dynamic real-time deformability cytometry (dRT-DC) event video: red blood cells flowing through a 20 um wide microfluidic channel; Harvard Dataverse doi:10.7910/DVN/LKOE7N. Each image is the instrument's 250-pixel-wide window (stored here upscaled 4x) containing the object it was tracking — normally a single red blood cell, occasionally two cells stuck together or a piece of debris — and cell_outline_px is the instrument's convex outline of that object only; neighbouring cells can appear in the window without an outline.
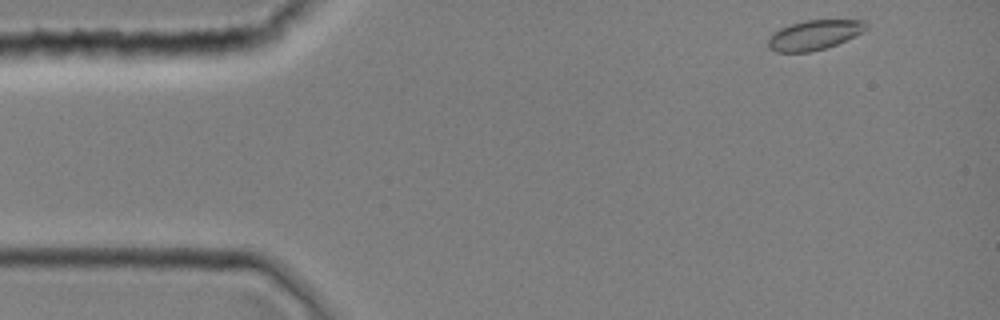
{"species": "common noctule bat (a hibernating species)", "species_latin": "Nyctalus noctula", "temperature_condition": "room temperature", "stored_images_in_passage": 9, "camera_frame_rate_fps": 3000, "um_per_image_px": 0.085, "animal": {"sex": "female", "body_mass_g": 19.0, "forearm_length_mm": 51.5}, "frame": {"image": 1, "passage_image": 1, "time_ms": 0.0, "image_size_px": [1000, 320], "cell_outline_px": [[868, 28], [864, 32], [836, 44], [824, 48], [808, 52], [776, 52], [768, 48], [768, 36], [772, 32], [780, 28], [804, 20], [864, 20], [868, 24]], "centroid_in_image_um": [69.2, 2.96], "position_along_channel_um": 15.8, "area_um2": 17.05}}
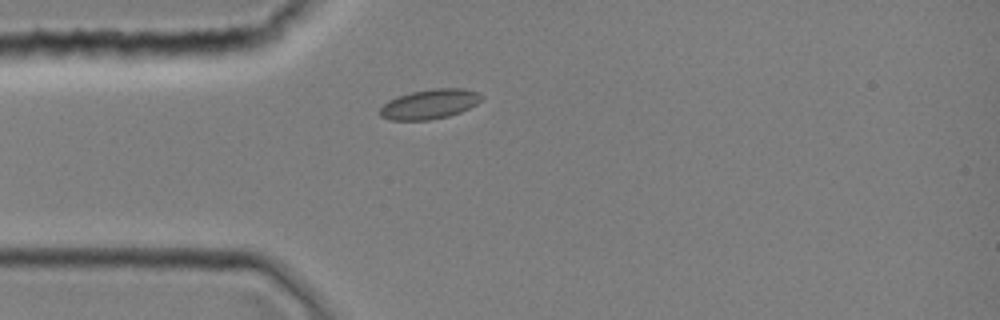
{"frame": {"image": 2, "passage_image": 8, "time_ms": 2.333, "image_size_px": [1000, 320], "cell_outline_px": [[484, 96], [476, 104], [460, 112], [448, 116], [428, 120], [388, 120], [380, 116], [380, 108], [388, 100], [412, 92], [432, 88], [464, 88], [480, 92]], "centroid_in_image_um": [36.53, 8.84], "position_along_channel_um": 48.5, "area_um2": 17.57}}